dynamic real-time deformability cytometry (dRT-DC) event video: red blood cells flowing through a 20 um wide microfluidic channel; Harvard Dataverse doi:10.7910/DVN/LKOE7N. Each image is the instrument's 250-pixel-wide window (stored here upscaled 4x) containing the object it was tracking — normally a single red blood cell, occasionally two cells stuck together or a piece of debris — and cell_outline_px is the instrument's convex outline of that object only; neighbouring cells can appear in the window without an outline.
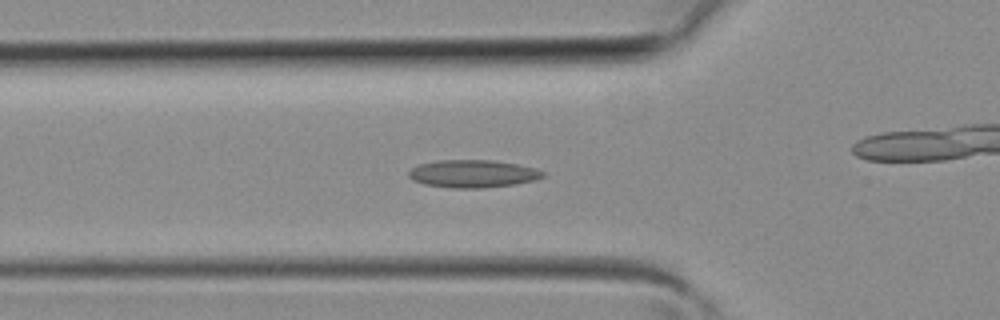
{"species": "common noctule bat (a hibernating species)", "species_latin": "Nyctalus noctula", "temperature_condition": "room temperature", "stored_images_in_passage": 39, "camera_frame_rate_fps": 3000, "um_per_image_px": 0.085, "animal": {"sex": "female", "body_mass_g": 19.3, "forearm_length_mm": 54.1}, "frame": {"image": 1, "passage_image": 12, "time_ms": 3.667, "image_size_px": [1000, 320], "cell_outline_px": [[544, 176], [536, 180], [512, 184], [484, 188], [452, 188], [424, 184], [412, 180], [408, 176], [408, 172], [412, 168], [420, 164], [436, 160], [492, 160], [516, 164], [536, 168], [544, 172]], "centroid_in_image_um": [40.17, 14.76], "position_along_channel_um": 85.6, "area_um2": 21.62}}
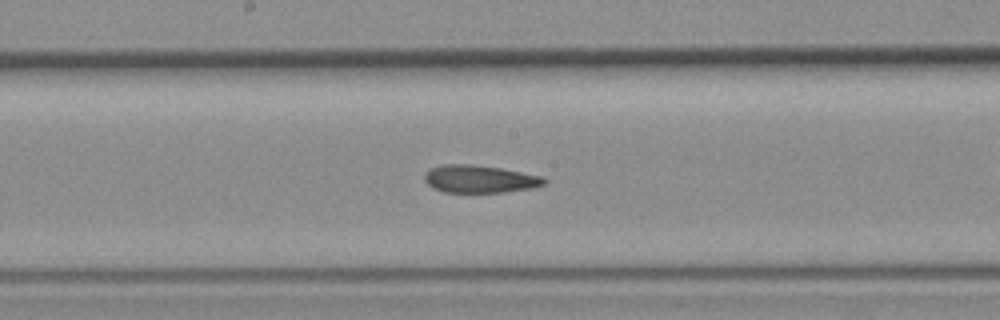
{"frame": {"image": 2, "passage_image": 19, "time_ms": 6.0, "image_size_px": [1000, 320], "cell_outline_px": [[548, 180], [544, 184], [532, 188], [504, 192], [444, 192], [432, 188], [424, 180], [424, 176], [428, 168], [444, 164], [468, 164], [500, 168], [544, 176]], "centroid_in_image_um": [40.76, 15.21], "position_along_channel_um": 207.4, "area_um2": 19.36}}
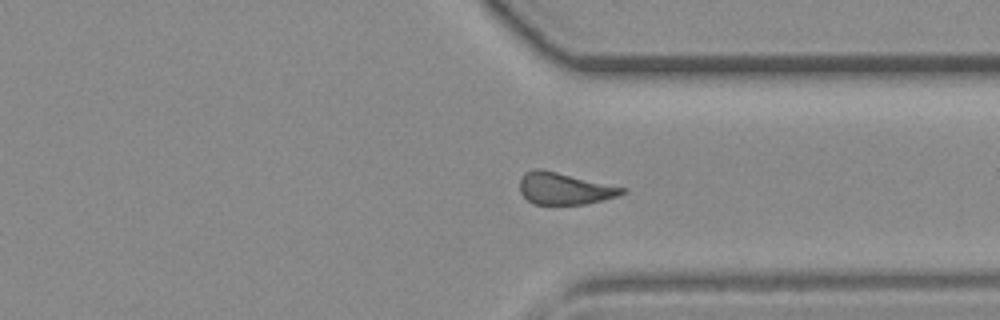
{"frame": {"image": 3, "passage_image": 28, "time_ms": 9.0, "image_size_px": [1000, 320], "cell_outline_px": [[628, 188], [624, 192], [616, 196], [584, 204], [532, 204], [520, 192], [520, 176], [524, 172], [536, 168], [540, 168]], "centroid_in_image_um": [47.94, 16.01], "position_along_channel_um": 363.5, "area_um2": 18.96}}